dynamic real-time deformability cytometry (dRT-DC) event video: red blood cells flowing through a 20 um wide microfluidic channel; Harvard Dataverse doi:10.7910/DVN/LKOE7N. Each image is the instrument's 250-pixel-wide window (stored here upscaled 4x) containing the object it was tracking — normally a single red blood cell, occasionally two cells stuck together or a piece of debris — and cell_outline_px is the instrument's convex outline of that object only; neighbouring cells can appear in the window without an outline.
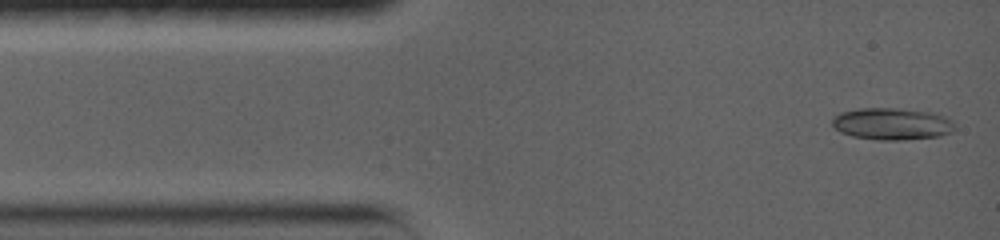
{"species": "common noctule bat (a hibernating species)", "species_latin": "Nyctalus noctula", "temperature_condition": "warm", "stored_images_in_passage": 68, "camera_frame_rate_fps": 5000, "um_per_image_px": 0.085, "animal": {"sex": "female", "body_mass_g": 19.0, "forearm_length_mm": 56.7}, "frame": {"image": 1, "passage_image": 1, "time_ms": 0.0, "image_size_px": [1000, 240], "cell_outline_px": [[956, 128], [952, 132], [940, 136], [900, 140], [880, 140], [852, 136], [840, 132], [832, 124], [832, 116], [840, 112], [860, 108], [892, 108], [928, 112], [944, 116], [952, 120]], "centroid_in_image_um": [75.8, 10.53], "position_along_channel_um": 9.2, "area_um2": 22.77}}
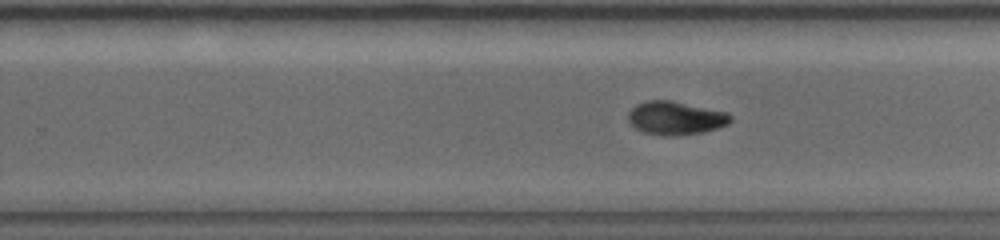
{"frame": {"image": 2, "passage_image": 36, "time_ms": 9.0, "image_size_px": [1000, 240], "cell_outline_px": [[732, 120], [728, 124], [704, 132], [676, 136], [664, 136], [644, 132], [636, 128], [628, 120], [628, 112], [636, 104], [648, 100], [672, 100], [728, 112], [732, 116]], "centroid_in_image_um": [57.44, 10.03], "position_along_channel_um": 272.4, "area_um2": 20.06}}
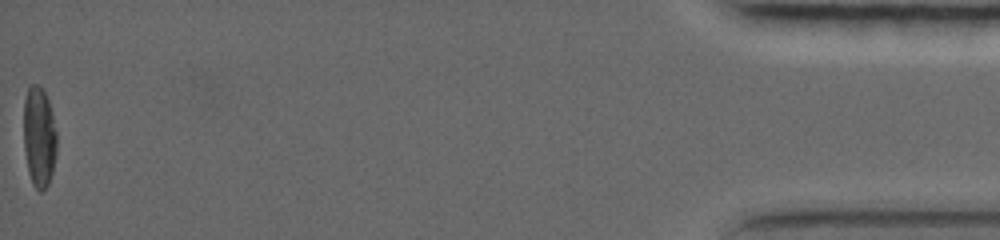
{"frame": {"image": 3, "passage_image": 68, "time_ms": 17.2, "image_size_px": [1000, 240], "cell_outline_px": [[56, 156], [52, 172], [48, 184], [40, 192], [32, 184], [28, 172], [24, 148], [24, 100], [28, 88], [32, 84], [36, 84], [44, 92], [48, 100], [56, 132]], "centroid_in_image_um": [3.31, 11.67], "position_along_channel_um": 431.9, "area_um2": 19.19}, "authors_computed_cell_mechanics": {"area_um2": 19.652, "velocity_mm_per_s": 3.6641, "shape_relaxation_time_tau1_ms": 6.8741, "shape_relaxation_time_tau2_ms": 3.4382, "deformation_change_tau1": 0.26, "deformation_change_tau2": 0.0626}}